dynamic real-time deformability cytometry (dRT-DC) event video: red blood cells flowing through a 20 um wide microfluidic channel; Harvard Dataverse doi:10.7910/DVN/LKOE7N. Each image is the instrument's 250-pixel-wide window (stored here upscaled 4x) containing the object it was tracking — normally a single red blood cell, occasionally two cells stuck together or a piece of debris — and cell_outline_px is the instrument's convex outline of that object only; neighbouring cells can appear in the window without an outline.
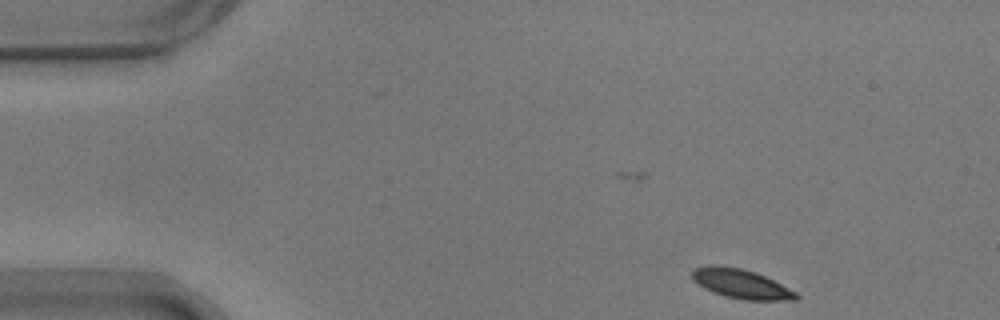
{"species": "common noctule bat (a hibernating species)", "species_latin": "Nyctalus noctula", "temperature_condition": "warm", "stored_images_in_passage": 48, "camera_frame_rate_fps": 3000, "um_per_image_px": 0.085, "animal": {"sex": "male", "body_mass_g": 17.9}, "frame": {"image": 1, "passage_image": 1, "time_ms": 0.0, "image_size_px": [1000, 320], "cell_outline_px": [[800, 296], [796, 300], [744, 300], [724, 296], [712, 292], [704, 288], [692, 280], [692, 268], [708, 264], [712, 264], [740, 268], [756, 272], [796, 292]], "centroid_in_image_um": [62.94, 24.12], "position_along_channel_um": 22.1, "area_um2": 17.86}}
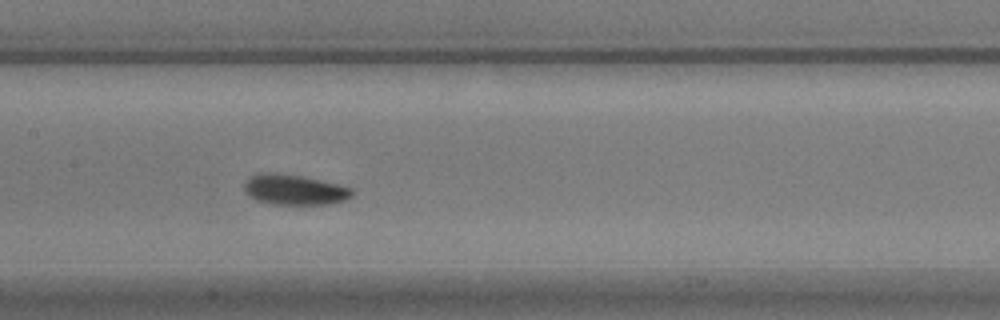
{"frame": {"image": 2, "passage_image": 21, "time_ms": 6.667, "image_size_px": [1000, 320], "cell_outline_px": [[352, 196], [344, 200], [328, 204], [272, 204], [256, 200], [248, 196], [244, 192], [244, 180], [248, 176], [260, 172], [276, 172], [304, 176], [352, 188]], "centroid_in_image_um": [24.94, 16.1], "position_along_channel_um": 182.5, "area_um2": 19.31}}
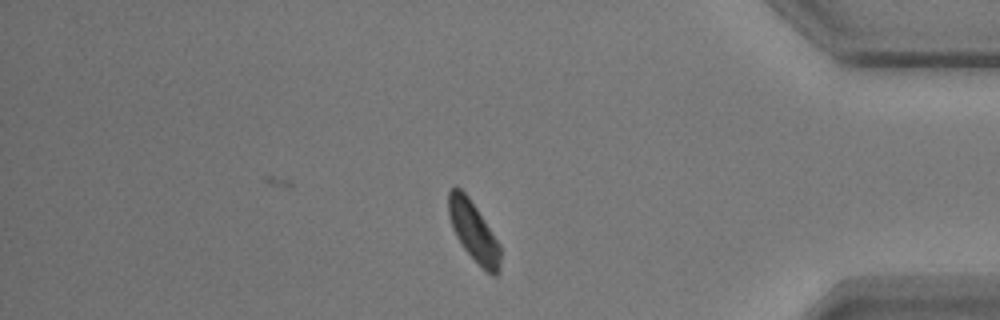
{"frame": {"image": 3, "passage_image": 41, "time_ms": 13.333, "image_size_px": [1000, 320], "cell_outline_px": [[500, 272], [496, 276], [492, 276], [464, 248], [456, 236], [452, 228], [448, 216], [448, 192], [452, 188], [460, 188], [468, 196], [500, 244]], "centroid_in_image_um": [40.25, 19.67], "position_along_channel_um": 395.0, "area_um2": 17.69}}